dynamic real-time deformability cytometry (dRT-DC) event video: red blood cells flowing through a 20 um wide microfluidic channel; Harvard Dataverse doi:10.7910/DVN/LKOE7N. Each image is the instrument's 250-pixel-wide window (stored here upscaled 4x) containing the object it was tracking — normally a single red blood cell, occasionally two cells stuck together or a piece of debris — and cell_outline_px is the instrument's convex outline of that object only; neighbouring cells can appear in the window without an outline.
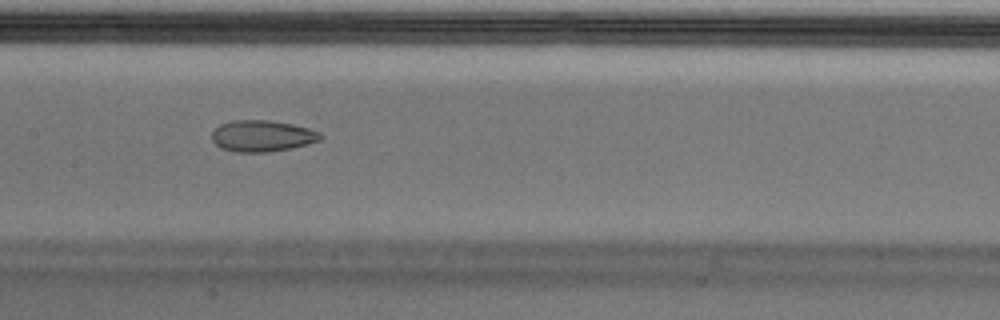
{"species": "Egyptian fruit bat (a non-hibernating species)", "species_latin": "Rousettus aegyptiacus", "temperature_condition": "cold", "stored_images_in_passage": 40, "segment_of_instrument_passage": [1, 2], "camera_frame_rate_fps": 3000, "um_per_image_px": 0.085, "animal": {"sex": "male"}, "frame": {"image": 1, "passage_image": 12, "time_ms": 3.667, "image_size_px": [1000, 320], "cell_outline_px": [[320, 140], [308, 144], [288, 148], [264, 152], [236, 152], [220, 148], [212, 140], [212, 132], [220, 124], [232, 120], [268, 120], [292, 124], [308, 128], [320, 132]], "centroid_in_image_um": [22.25, 11.55], "position_along_channel_um": 185.2, "area_um2": 19.65}}